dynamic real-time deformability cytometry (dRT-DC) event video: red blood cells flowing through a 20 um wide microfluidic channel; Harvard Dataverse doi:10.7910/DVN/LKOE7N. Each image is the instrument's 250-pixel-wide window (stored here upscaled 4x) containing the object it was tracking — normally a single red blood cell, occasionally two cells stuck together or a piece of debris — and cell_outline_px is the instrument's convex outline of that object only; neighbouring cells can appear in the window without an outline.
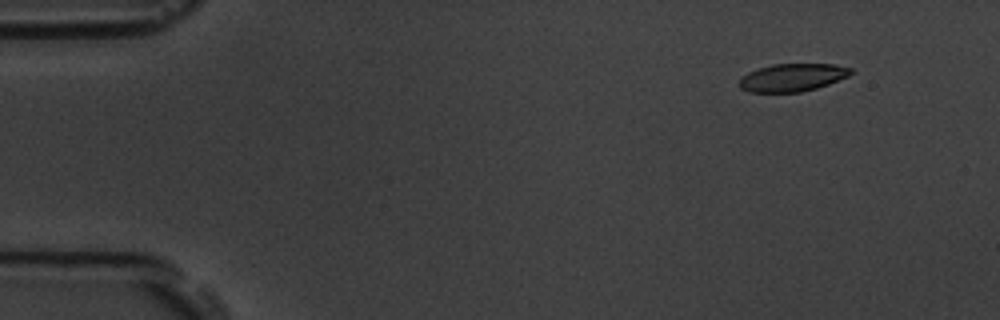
{"species": "common noctule bat (a hibernating species)", "species_latin": "Nyctalus noctula", "temperature_condition": "room temperature", "stored_images_in_passage": 6, "camera_frame_rate_fps": 3000, "um_per_image_px": 0.085, "animal": {"sex": "male", "body_mass_g": 19.5, "forearm_length_mm": 54.6}, "frame": {"image": 1, "passage_image": 2, "time_ms": 1.333, "image_size_px": [1000, 320], "cell_outline_px": [[852, 72], [848, 76], [828, 84], [816, 88], [800, 92], [748, 92], [740, 88], [740, 80], [748, 72], [772, 64], [832, 64], [852, 68]], "centroid_in_image_um": [67.35, 6.59], "position_along_channel_um": 17.6, "area_um2": 17.86}}
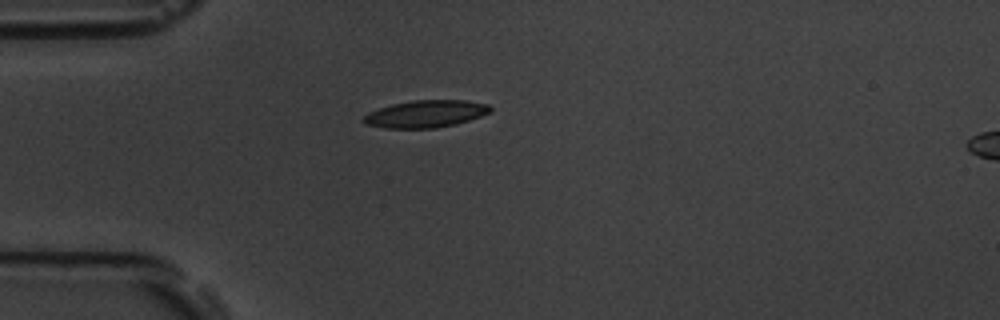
{"frame": {"image": 2, "passage_image": 5, "time_ms": 4.667, "image_size_px": [1000, 320], "cell_outline_px": [[492, 112], [456, 124], [436, 128], [384, 128], [364, 124], [360, 120], [368, 112], [392, 104], [412, 100], [468, 100], [488, 104], [492, 108]], "centroid_in_image_um": [36.17, 9.68], "position_along_channel_um": 48.8, "area_um2": 20.29}}